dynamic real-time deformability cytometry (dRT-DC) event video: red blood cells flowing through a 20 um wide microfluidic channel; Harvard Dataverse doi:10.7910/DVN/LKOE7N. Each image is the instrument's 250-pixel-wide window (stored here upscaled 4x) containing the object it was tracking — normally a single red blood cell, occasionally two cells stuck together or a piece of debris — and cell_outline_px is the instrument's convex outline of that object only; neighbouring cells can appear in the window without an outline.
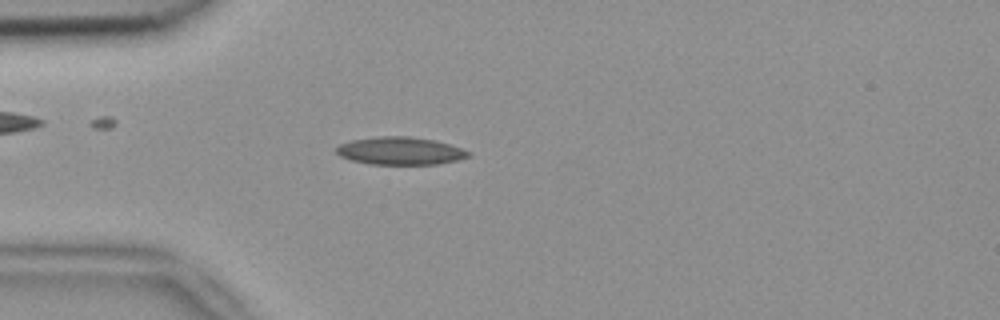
{"species": "common noctule bat (a hibernating species)", "species_latin": "Nyctalus noctula", "temperature_condition": "room temperature", "stored_images_in_passage": 4, "camera_frame_rate_fps": 3000, "um_per_image_px": 0.085, "animal": {"sex": "female", "body_mass_g": 18.4}, "frame": {"image": 1, "passage_image": 4, "time_ms": 1.0, "image_size_px": [1000, 320], "cell_outline_px": [[472, 156], [456, 160], [436, 164], [368, 164], [352, 160], [340, 156], [336, 152], [336, 148], [340, 144], [352, 140], [380, 136], [408, 136], [436, 140], [472, 152]], "centroid_in_image_um": [34.03, 12.82], "position_along_channel_um": 51.0, "area_um2": 21.27}}